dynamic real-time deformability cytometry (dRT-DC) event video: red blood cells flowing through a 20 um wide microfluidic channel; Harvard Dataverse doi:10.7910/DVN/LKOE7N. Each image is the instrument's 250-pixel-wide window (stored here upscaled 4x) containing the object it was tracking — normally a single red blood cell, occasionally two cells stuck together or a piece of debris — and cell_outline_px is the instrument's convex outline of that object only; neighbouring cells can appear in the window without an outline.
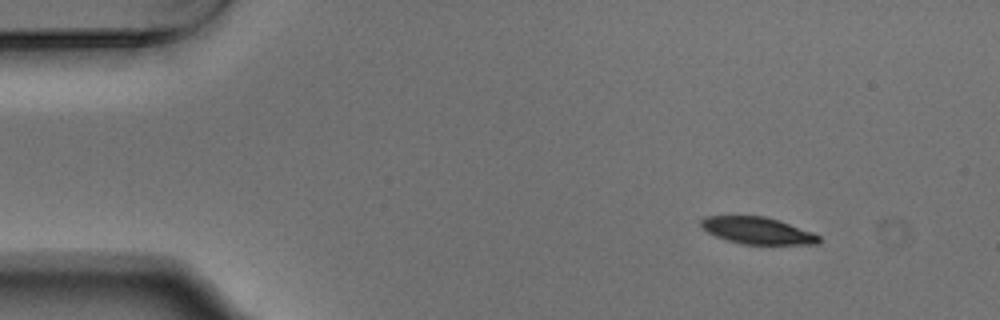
{"species": "Egyptian fruit bat (a non-hibernating species)", "species_latin": "Rousettus aegyptiacus", "temperature_condition": "warm", "stored_images_in_passage": 49, "camera_frame_rate_fps": 3000, "um_per_image_px": 0.085, "animal": {"sex": "male"}, "frame": {"image": 1, "passage_image": 1, "time_ms": 0.0, "image_size_px": [1000, 320], "cell_outline_px": [[820, 244], [740, 244], [716, 236], [708, 232], [700, 224], [700, 220], [704, 216], [764, 216], [780, 220], [812, 232], [820, 236]], "centroid_in_image_um": [64.4, 19.6], "position_along_channel_um": 20.6, "area_um2": 18.44}}
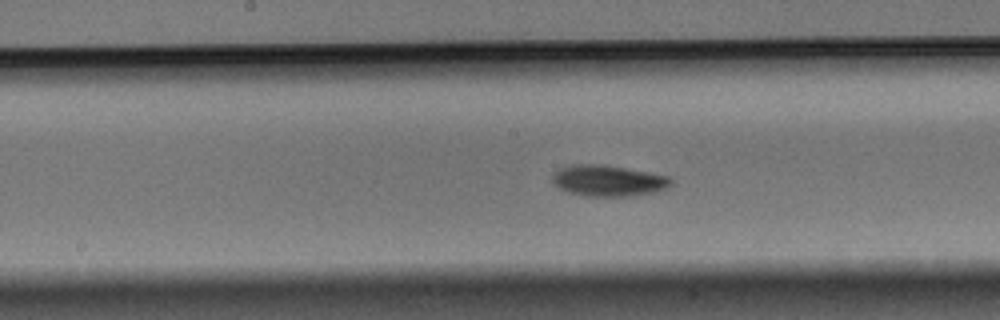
{"frame": {"image": 2, "passage_image": 22, "time_ms": 7.0, "image_size_px": [1000, 320], "cell_outline_px": [[672, 184], [660, 192], [628, 196], [584, 196], [568, 192], [552, 184], [552, 176], [560, 168], [572, 164], [592, 164], [624, 168], [648, 172], [668, 176], [672, 180]], "centroid_in_image_um": [51.7, 15.37], "position_along_channel_um": 196.5, "area_um2": 21.44}}
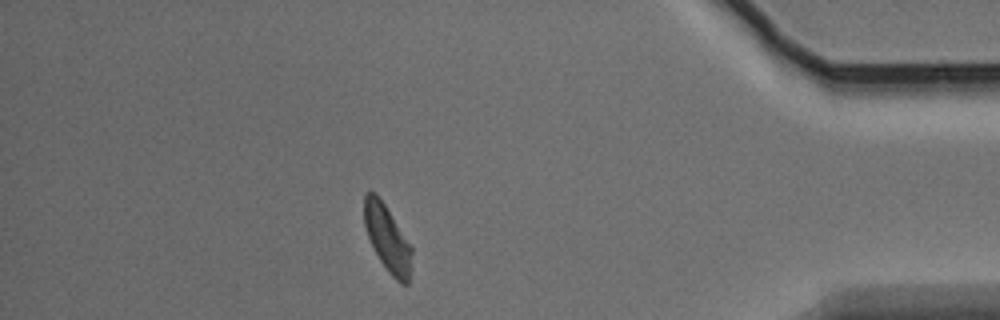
{"frame": {"image": 3, "passage_image": 42, "time_ms": 13.667, "image_size_px": [1000, 320], "cell_outline_px": [[412, 272], [408, 284], [400, 284], [388, 272], [380, 260], [368, 236], [364, 224], [364, 196], [368, 192], [376, 192], [384, 204], [412, 248]], "centroid_in_image_um": [32.95, 20.32], "position_along_channel_um": 402.3, "area_um2": 18.21}, "authors_computed_cell_mechanics": {"area_um2": 19.8832, "velocity_mm_per_s": 3.7083, "shape_relaxation_time_tau1_ms": 2.2303, "shape_relaxation_time_tau2_ms": null, "deformation_change_tau1": 0.0957, "deformation_change_tau2": null}}